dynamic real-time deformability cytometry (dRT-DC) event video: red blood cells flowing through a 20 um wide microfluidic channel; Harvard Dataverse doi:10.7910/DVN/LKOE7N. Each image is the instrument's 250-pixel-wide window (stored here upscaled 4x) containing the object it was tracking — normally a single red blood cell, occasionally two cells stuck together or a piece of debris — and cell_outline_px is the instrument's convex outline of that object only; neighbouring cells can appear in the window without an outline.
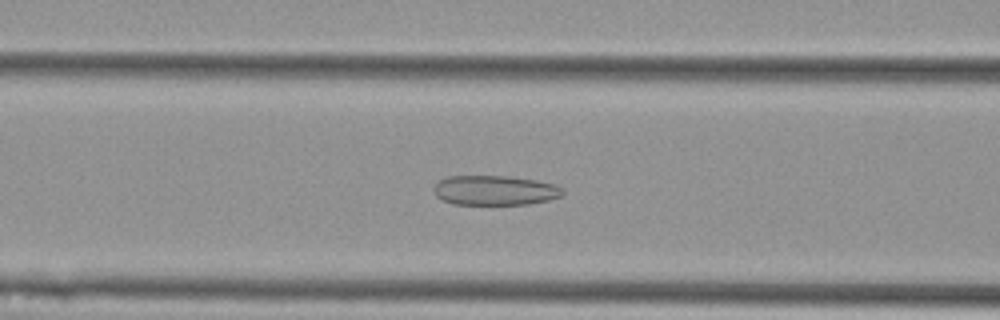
{"species": "Egyptian fruit bat (a non-hibernating species)", "species_latin": "Rousettus aegyptiacus", "temperature_condition": "cold", "stored_images_in_passage": 38, "camera_frame_rate_fps": 3000, "um_per_image_px": 0.085, "animal": {"sex": "female"}, "frame": {"image": 1, "passage_image": 5, "time_ms": 1.333, "image_size_px": [1000, 320], "cell_outline_px": [[564, 192], [560, 196], [548, 200], [528, 204], [452, 204], [440, 200], [436, 196], [432, 188], [440, 180], [448, 176], [508, 176], [536, 180], [556, 184]], "centroid_in_image_um": [42.02, 16.18], "position_along_channel_um": 124.6, "area_um2": 22.37}}
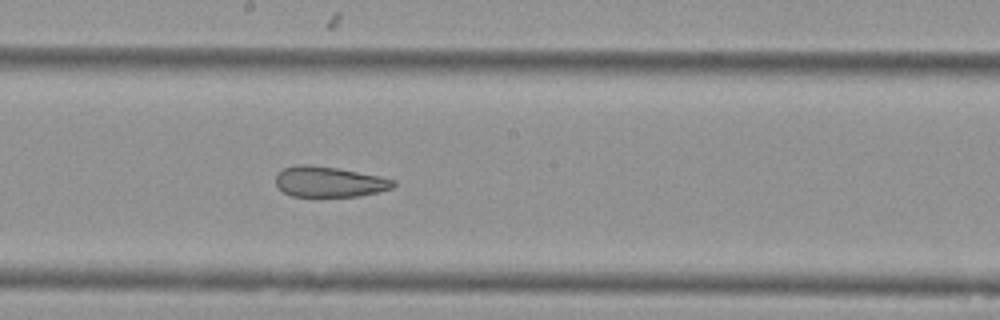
{"frame": {"image": 2, "passage_image": 13, "time_ms": 4.0, "image_size_px": [1000, 320], "cell_outline_px": [[396, 184], [392, 188], [360, 196], [292, 196], [284, 192], [276, 184], [276, 172], [284, 168], [300, 164], [304, 164], [336, 168], [380, 176], [396, 180]], "centroid_in_image_um": [27.98, 15.45], "position_along_channel_um": 220.2, "area_um2": 20.75}}
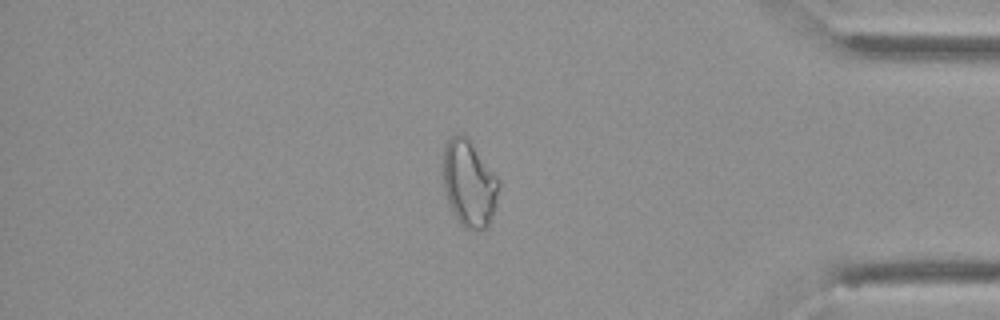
{"frame": {"image": 3, "passage_image": 30, "time_ms": 9.667, "image_size_px": [1000, 320], "cell_outline_px": [[500, 184], [496, 204], [488, 228], [480, 232], [464, 228], [456, 220], [452, 212], [444, 188], [444, 148], [448, 140], [456, 132], [464, 132], [468, 136], [500, 180]], "centroid_in_image_um": [39.9, 15.6], "position_along_channel_um": 395.3, "area_um2": 28.67}}